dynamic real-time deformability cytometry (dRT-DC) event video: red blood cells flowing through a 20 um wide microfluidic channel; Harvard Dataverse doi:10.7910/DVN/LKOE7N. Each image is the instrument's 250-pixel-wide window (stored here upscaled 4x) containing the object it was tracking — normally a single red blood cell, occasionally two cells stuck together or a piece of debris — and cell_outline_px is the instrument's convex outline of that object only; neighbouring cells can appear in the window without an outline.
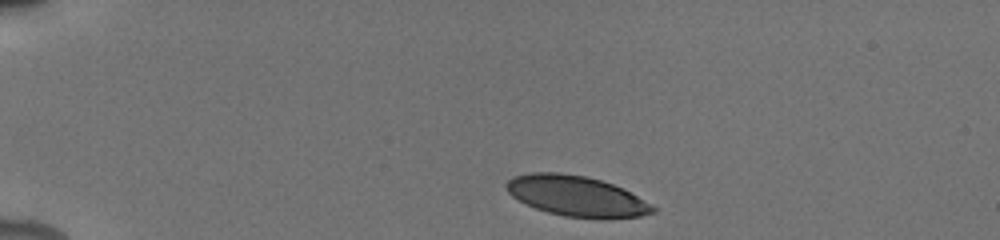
{"species": "human", "species_latin": "Homo sapiens", "temperature_condition": "cold", "stored_images_in_passage": 54, "camera_frame_rate_fps": 3000, "um_per_image_px": 0.085, "donor": {"sex": "male"}, "frame": {"image": 1, "passage_image": 1, "time_ms": 0.0, "image_size_px": [1000, 240], "cell_outline_px": [[656, 212], [640, 216], [604, 220], [564, 216], [548, 212], [536, 208], [512, 196], [508, 192], [504, 184], [512, 176], [532, 172], [560, 172], [584, 176], [600, 180], [612, 184], [652, 204], [656, 208]], "centroid_in_image_um": [49.0, 16.68], "position_along_channel_um": 36.0, "area_um2": 34.56}}
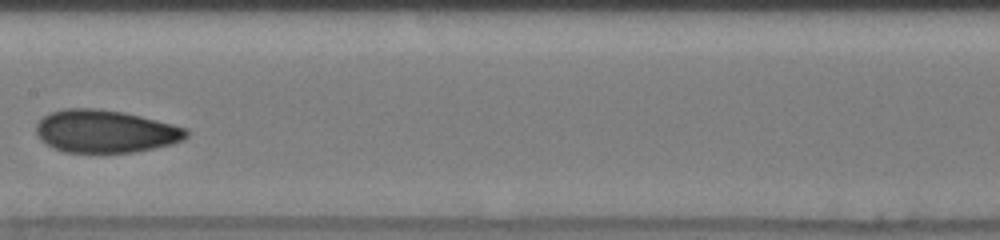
{"frame": {"image": 2, "passage_image": 22, "time_ms": 6.0, "image_size_px": [1000, 240], "cell_outline_px": [[188, 136], [184, 140], [172, 144], [132, 152], [64, 152], [52, 148], [40, 140], [36, 132], [36, 124], [44, 116], [52, 112], [64, 108], [96, 108], [124, 112], [188, 128]], "centroid_in_image_um": [8.94, 11.16], "position_along_channel_um": 198.5, "area_um2": 37.4}}
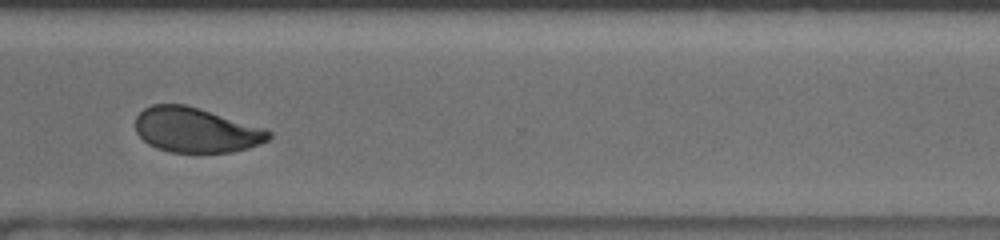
{"frame": {"image": 3, "passage_image": 33, "time_ms": 10.0, "image_size_px": [1000, 240], "cell_outline_px": [[272, 136], [268, 140], [248, 148], [232, 152], [168, 152], [156, 148], [148, 144], [136, 132], [136, 116], [144, 108], [152, 104], [184, 104], [264, 128], [272, 132]], "centroid_in_image_um": [16.63, 11.06], "position_along_channel_um": 354.0, "area_um2": 34.62}, "authors_computed_cell_mechanics": {"area_um2": 35.4892, "velocity_mm_per_s": 3.8931, "shape_relaxation_time_tau1_ms": 4.8113, "shape_relaxation_time_tau2_ms": 1.6539, "deformation_change_tau1": 0.1528, "deformation_change_tau2": 0.0708}}